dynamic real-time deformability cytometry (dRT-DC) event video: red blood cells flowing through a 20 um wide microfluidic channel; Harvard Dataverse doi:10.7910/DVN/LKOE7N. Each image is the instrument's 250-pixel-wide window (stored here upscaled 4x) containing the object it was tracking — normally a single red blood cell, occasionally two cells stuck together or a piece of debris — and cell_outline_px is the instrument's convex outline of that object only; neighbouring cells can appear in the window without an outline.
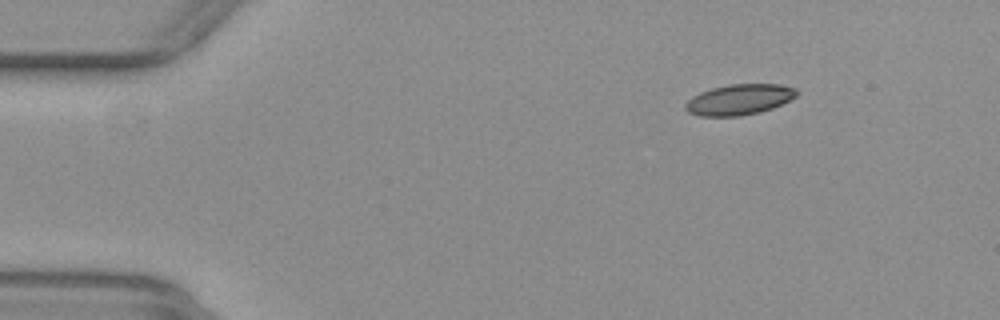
{"species": "common noctule bat (a hibernating species)", "species_latin": "Nyctalus noctula", "temperature_condition": "warm", "stored_images_in_passage": 54, "camera_frame_rate_fps": 3000, "um_per_image_px": 0.085, "animal": {"sex": "female", "body_mass_g": 29.2, "forearm_length_mm": 56.3}, "frame": {"image": 1, "passage_image": 8, "time_ms": 2.333, "image_size_px": [1000, 320], "cell_outline_px": [[796, 96], [772, 108], [760, 112], [740, 116], [700, 116], [688, 112], [684, 108], [684, 104], [692, 96], [700, 92], [712, 88], [728, 84], [780, 84], [796, 88]], "centroid_in_image_um": [62.79, 8.46], "position_along_channel_um": 22.2, "area_um2": 19.83}}
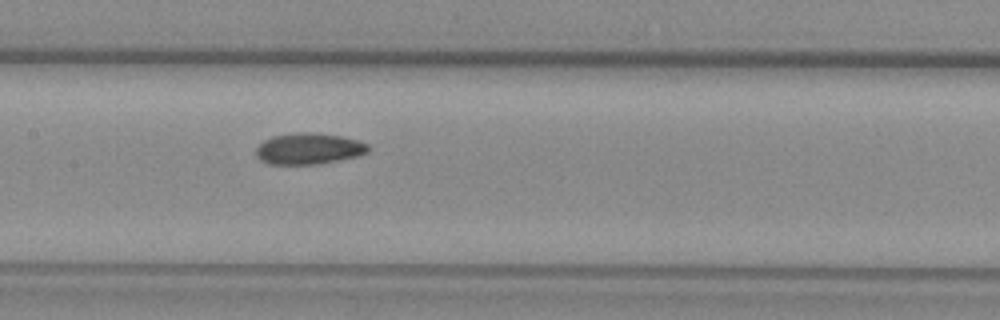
{"frame": {"image": 2, "passage_image": 27, "time_ms": 8.667, "image_size_px": [1000, 320], "cell_outline_px": [[368, 152], [356, 156], [316, 164], [268, 164], [260, 160], [256, 156], [256, 148], [264, 140], [272, 136], [296, 132], [312, 132], [340, 136], [356, 140], [368, 144]], "centroid_in_image_um": [26.19, 12.63], "position_along_channel_um": 181.2, "area_um2": 20.23}}
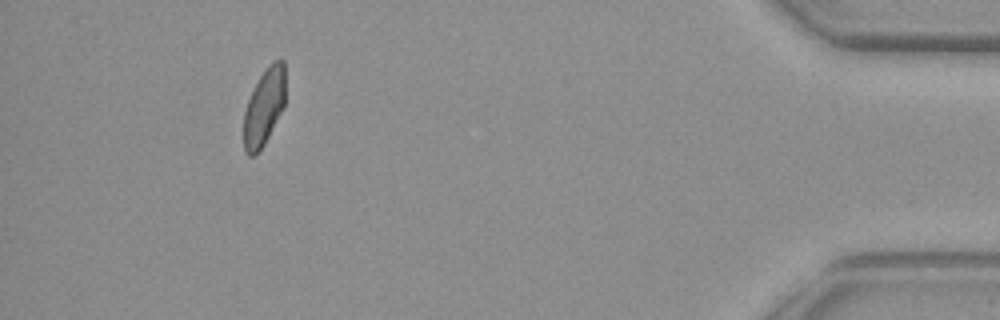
{"frame": {"image": 3, "passage_image": 50, "time_ms": 16.333, "image_size_px": [1000, 320], "cell_outline_px": [[284, 108], [264, 144], [256, 156], [248, 156], [244, 152], [244, 112], [248, 100], [260, 76], [268, 64], [272, 60], [284, 60]], "centroid_in_image_um": [22.44, 9.12], "position_along_channel_um": 412.8, "area_um2": 18.61}, "authors_computed_cell_mechanics": {"area_um2": 19.8543, "velocity_mm_per_s": 3.8794, "shape_relaxation_time_tau1_ms": null, "shape_relaxation_time_tau2_ms": 2.6253, "deformation_change_tau1": null, "deformation_change_tau2": 0.0743}}